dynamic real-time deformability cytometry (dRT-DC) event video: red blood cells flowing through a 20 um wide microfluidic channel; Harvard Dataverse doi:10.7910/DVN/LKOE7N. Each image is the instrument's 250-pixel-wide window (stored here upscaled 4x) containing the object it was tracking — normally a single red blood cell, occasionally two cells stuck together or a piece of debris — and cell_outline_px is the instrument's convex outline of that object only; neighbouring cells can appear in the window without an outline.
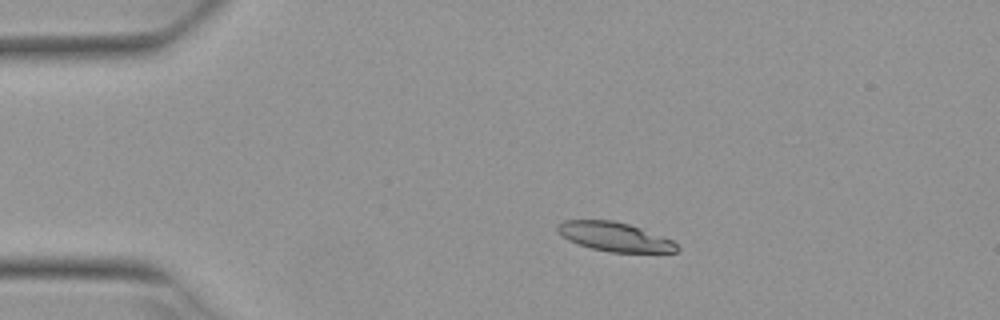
{"species": "Egyptian fruit bat (a non-hibernating species)", "species_latin": "Rousettus aegyptiacus", "temperature_condition": "warm", "stored_images_in_passage": 7, "camera_frame_rate_fps": 3000, "um_per_image_px": 0.085, "animal": {"sex": "female"}, "frame": {"image": 1, "passage_image": 3, "time_ms": 0.667, "image_size_px": [1000, 320], "cell_outline_px": [[680, 252], [612, 252], [592, 248], [568, 240], [556, 228], [556, 224], [560, 220], [612, 220], [628, 224], [640, 228], [672, 240], [680, 248]], "centroid_in_image_um": [52.24, 20.12], "position_along_channel_um": 32.8, "area_um2": 20.0}}
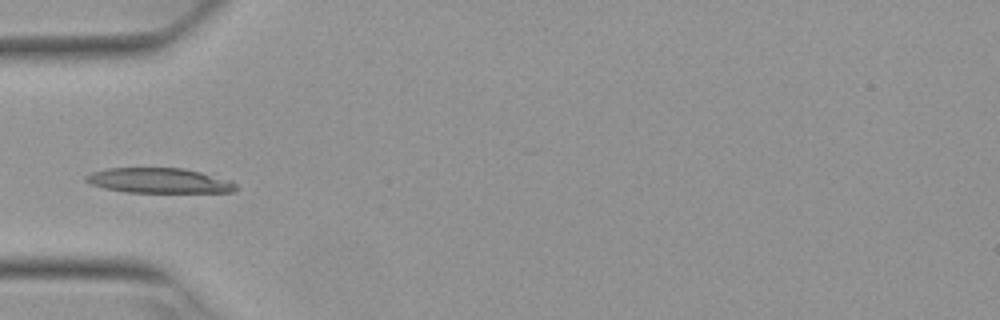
{"frame": {"image": 2, "passage_image": 5, "time_ms": 1.333, "image_size_px": [1000, 320], "cell_outline_px": [[236, 188], [232, 192], [124, 192], [104, 188], [92, 184], [84, 180], [84, 176], [92, 172], [108, 168], [184, 168], [216, 172], [232, 180], [236, 184]], "centroid_in_image_um": [13.65, 15.33], "position_along_channel_um": 71.4, "area_um2": 22.54}}
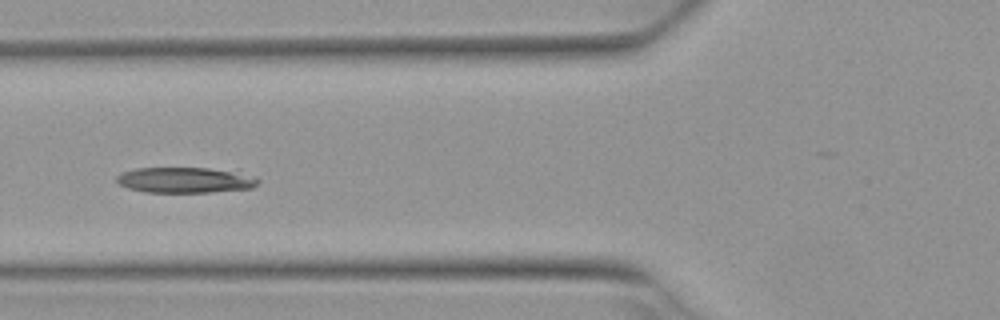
{"frame": {"image": 3, "passage_image": 6, "time_ms": 1.667, "image_size_px": [1000, 320], "cell_outline_px": [[260, 180], [252, 188], [212, 192], [144, 192], [128, 188], [120, 184], [116, 180], [116, 176], [120, 172], [136, 168], [240, 168], [256, 176]], "centroid_in_image_um": [15.87, 15.27], "position_along_channel_um": 109.9, "area_um2": 21.91}}